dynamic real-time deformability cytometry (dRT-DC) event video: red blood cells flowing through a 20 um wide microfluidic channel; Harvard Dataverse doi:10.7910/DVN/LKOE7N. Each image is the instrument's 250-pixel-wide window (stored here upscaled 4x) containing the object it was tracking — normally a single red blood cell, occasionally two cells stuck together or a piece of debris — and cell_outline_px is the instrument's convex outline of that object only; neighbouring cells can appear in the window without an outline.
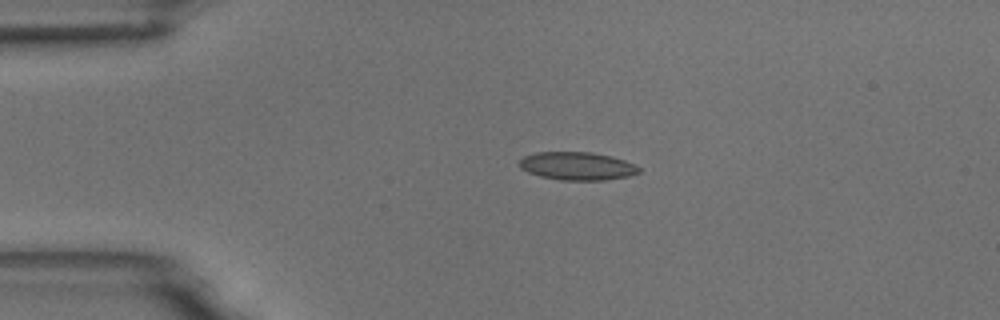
{"species": "common noctule bat (a hibernating species)", "species_latin": "Nyctalus noctula", "temperature_condition": "room temperature", "stored_images_in_passage": 4, "camera_frame_rate_fps": 3000, "um_per_image_px": 0.085, "animal": {"sex": "male", "body_mass_g": 18.8}, "frame": {"image": 1, "passage_image": 3, "time_ms": 2.333, "image_size_px": [1000, 320], "cell_outline_px": [[640, 172], [628, 176], [604, 180], [560, 180], [540, 176], [528, 172], [520, 168], [520, 160], [524, 156], [536, 152], [592, 152], [612, 156], [624, 160], [640, 168]], "centroid_in_image_um": [49.05, 14.11], "position_along_channel_um": 36.0, "area_um2": 19.48}}